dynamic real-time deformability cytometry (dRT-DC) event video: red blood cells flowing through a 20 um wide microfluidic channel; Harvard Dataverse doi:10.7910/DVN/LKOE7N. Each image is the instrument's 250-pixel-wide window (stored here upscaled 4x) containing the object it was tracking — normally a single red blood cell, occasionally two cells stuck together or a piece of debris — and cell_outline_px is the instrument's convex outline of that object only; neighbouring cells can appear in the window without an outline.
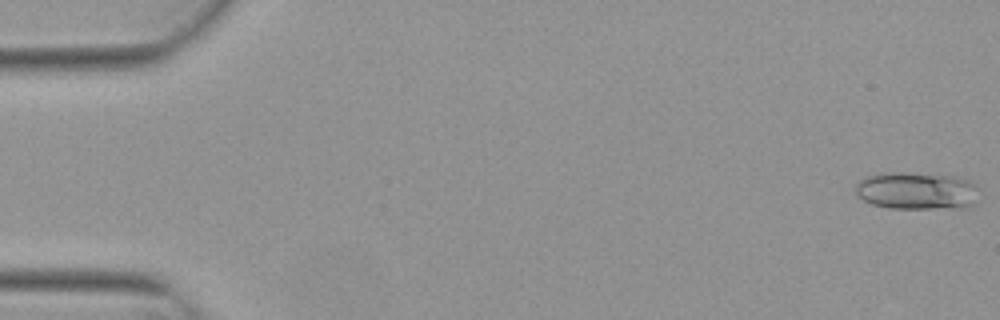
{"species": "Egyptian fruit bat (a non-hibernating species)", "species_latin": "Rousettus aegyptiacus", "temperature_condition": "warm", "stored_images_in_passage": 18, "camera_frame_rate_fps": 3000, "um_per_image_px": 0.085, "animal": {"sex": "female"}, "frame": {"image": 1, "passage_image": 1, "time_ms": 0.0, "image_size_px": [1000, 320], "cell_outline_px": [[976, 204], [964, 208], [888, 208], [872, 204], [864, 200], [856, 192], [856, 184], [864, 176], [880, 172], [904, 172], [956, 176], [968, 180], [972, 184]], "centroid_in_image_um": [77.85, 16.21], "position_along_channel_um": 7.1, "area_um2": 26.88}}
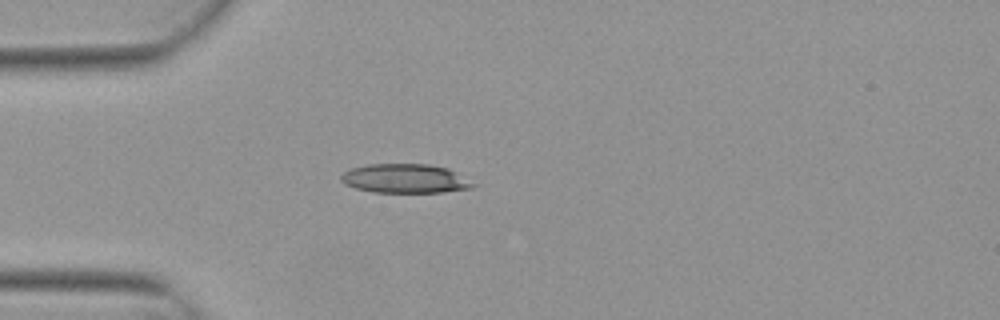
{"frame": {"image": 2, "passage_image": 15, "time_ms": 4.667, "image_size_px": [1000, 320], "cell_outline_px": [[480, 184], [472, 188], [444, 192], [372, 192], [356, 188], [344, 184], [340, 180], [340, 176], [344, 172], [352, 168], [368, 164], [428, 164], [448, 168]], "centroid_in_image_um": [34.48, 15.18], "position_along_channel_um": 50.5, "area_um2": 22.6}}